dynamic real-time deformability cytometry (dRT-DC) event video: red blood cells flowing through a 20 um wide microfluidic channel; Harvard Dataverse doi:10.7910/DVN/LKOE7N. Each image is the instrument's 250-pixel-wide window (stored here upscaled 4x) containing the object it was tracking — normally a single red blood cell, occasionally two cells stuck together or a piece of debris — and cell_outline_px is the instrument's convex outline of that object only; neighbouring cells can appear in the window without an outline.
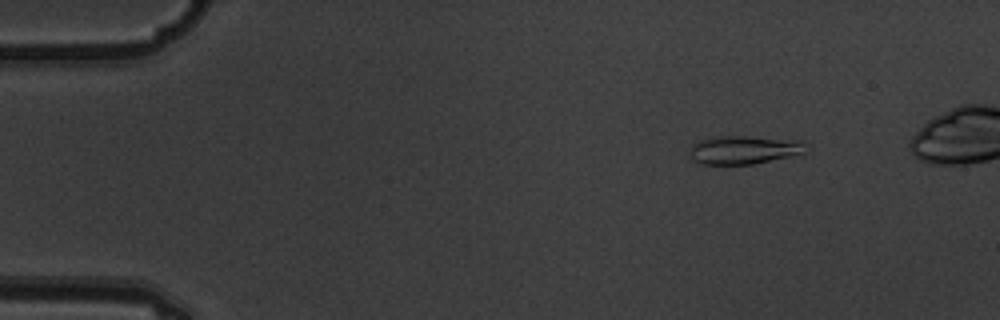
{"species": "common noctule bat (a hibernating species)", "species_latin": "Nyctalus noctula", "temperature_condition": "warm", "stored_images_in_passage": 6, "camera_frame_rate_fps": 3000, "um_per_image_px": 0.085, "animal": {"sex": "male", "body_mass_g": 19.5, "forearm_length_mm": 54.6}, "frame": {"image": 1, "passage_image": 2, "time_ms": 0.333, "image_size_px": [1000, 320], "cell_outline_px": [[804, 152], [788, 156], [752, 164], [700, 164], [692, 160], [688, 152], [692, 144], [700, 140], [720, 136], [744, 136], [804, 140]], "centroid_in_image_um": [63.16, 12.73], "position_along_channel_um": 21.8, "area_um2": 19.07}}